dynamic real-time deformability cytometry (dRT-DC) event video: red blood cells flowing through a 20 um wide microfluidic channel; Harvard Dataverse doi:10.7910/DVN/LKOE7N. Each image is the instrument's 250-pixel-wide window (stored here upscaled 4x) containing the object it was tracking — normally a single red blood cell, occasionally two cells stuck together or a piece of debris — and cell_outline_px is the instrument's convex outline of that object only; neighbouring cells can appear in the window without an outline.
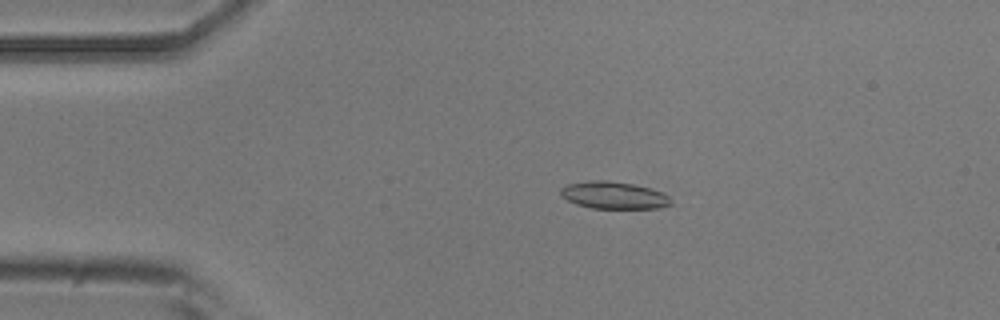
{"species": "common noctule bat (a hibernating species)", "species_latin": "Nyctalus noctula", "temperature_condition": "room temperature", "stored_images_in_passage": 35, "camera_frame_rate_fps": 3000, "um_per_image_px": 0.085, "animal": {"sex": "male", "body_mass_g": 20.5, "forearm_length_mm": 52.5}, "frame": {"image": 1, "passage_image": 11, "time_ms": 3.333, "image_size_px": [1000, 320], "cell_outline_px": [[672, 204], [656, 208], [592, 208], [576, 204], [560, 196], [560, 188], [568, 184], [592, 180], [608, 180], [632, 184], [664, 192], [668, 196]], "centroid_in_image_um": [52.14, 16.59], "position_along_channel_um": 32.9, "area_um2": 17.4}}
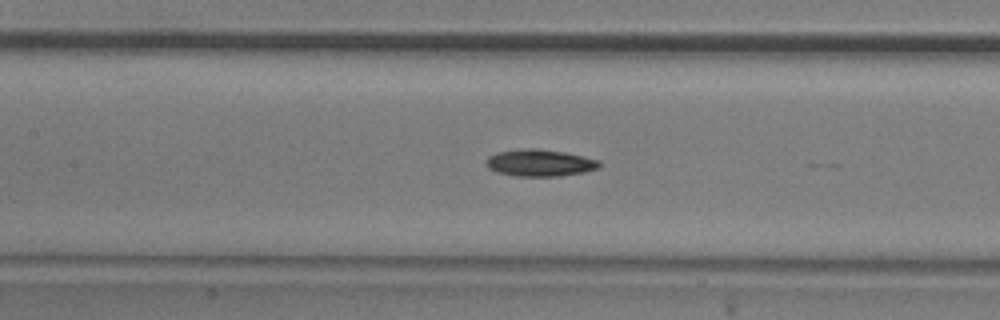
{"frame": {"image": 2, "passage_image": 24, "time_ms": 7.667, "image_size_px": [1000, 320], "cell_outline_px": [[600, 168], [584, 172], [556, 176], [516, 176], [496, 172], [488, 168], [484, 164], [488, 156], [500, 152], [528, 148], [536, 148], [564, 152], [600, 160]], "centroid_in_image_um": [45.88, 13.85], "position_along_channel_um": 161.5, "area_um2": 17.69}}
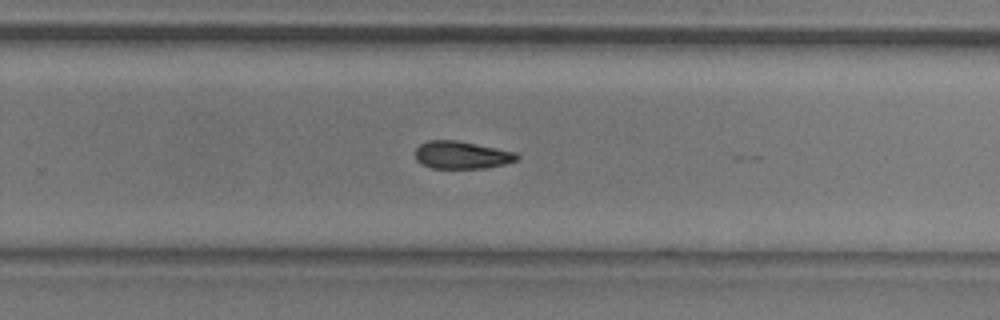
{"frame": {"image": 3, "passage_image": 34, "time_ms": 11.0, "image_size_px": [1000, 320], "cell_outline_px": [[520, 156], [516, 160], [504, 164], [484, 168], [432, 168], [420, 164], [416, 160], [416, 148], [420, 144], [428, 140], [456, 140], [516, 152]], "centroid_in_image_um": [39.22, 13.17], "position_along_channel_um": 290.6, "area_um2": 16.3}}